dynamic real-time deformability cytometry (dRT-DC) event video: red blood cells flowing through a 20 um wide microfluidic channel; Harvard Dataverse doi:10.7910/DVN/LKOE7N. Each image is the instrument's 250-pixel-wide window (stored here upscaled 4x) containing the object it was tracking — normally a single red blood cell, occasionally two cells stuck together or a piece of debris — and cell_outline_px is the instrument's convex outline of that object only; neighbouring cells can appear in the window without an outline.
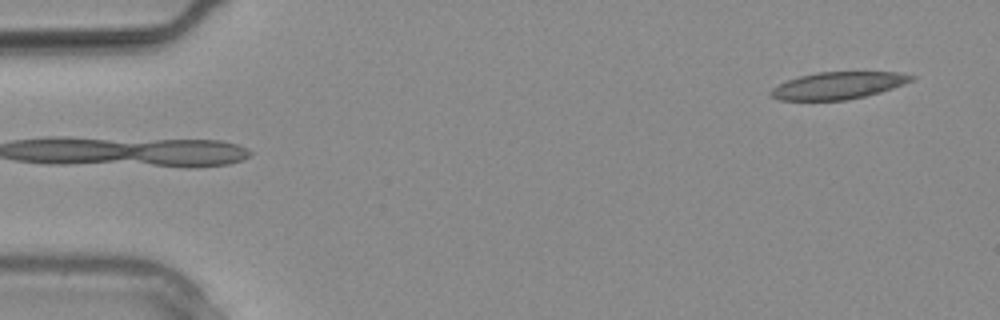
{"species": "common noctule bat (a hibernating species)", "species_latin": "Nyctalus noctula", "temperature_condition": "warm", "stored_images_in_passage": 9, "segment_of_instrument_passage": [2, 2], "camera_frame_rate_fps": 3000, "um_per_image_px": 0.085, "animal": {"sex": "male", "body_mass_g": 20.4}, "frame": {"image": 1, "passage_image": 9, "time_ms": 2.667, "image_size_px": [1000, 320], "cell_outline_px": [[916, 76], [912, 80], [904, 84], [880, 92], [848, 100], [780, 100], [768, 96], [768, 92], [772, 88], [788, 80], [800, 76], [816, 72], [896, 72]], "centroid_in_image_um": [71.2, 7.27], "position_along_channel_um": 13.8, "area_um2": 22.14}}